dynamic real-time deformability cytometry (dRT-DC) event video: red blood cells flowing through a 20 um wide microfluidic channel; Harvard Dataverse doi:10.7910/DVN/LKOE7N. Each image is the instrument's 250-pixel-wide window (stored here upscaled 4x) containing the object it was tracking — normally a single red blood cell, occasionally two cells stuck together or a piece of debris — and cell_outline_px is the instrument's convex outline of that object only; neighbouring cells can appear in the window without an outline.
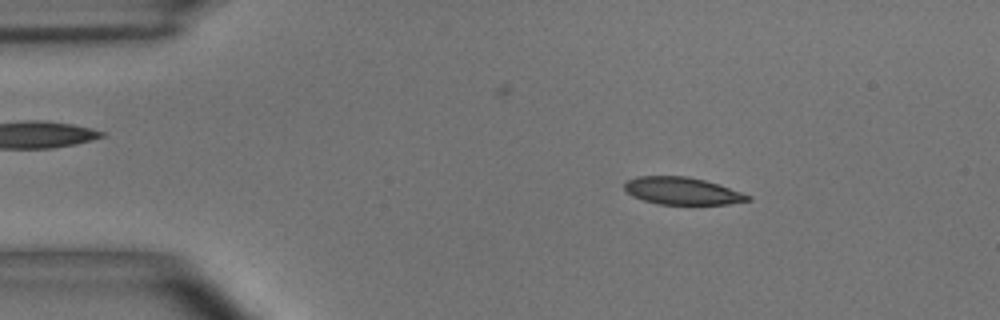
{"species": "common noctule bat (a hibernating species)", "species_latin": "Nyctalus noctula", "temperature_condition": "room temperature", "stored_images_in_passage": 53, "camera_frame_rate_fps": 3000, "um_per_image_px": 0.085, "animal": {"sex": "male", "body_mass_g": 15.6}, "frame": {"image": 1, "passage_image": 8, "time_ms": 2.333, "image_size_px": [1000, 320], "cell_outline_px": [[752, 200], [728, 204], [660, 204], [644, 200], [632, 196], [624, 188], [624, 180], [636, 176], [688, 176], [720, 184], [752, 196]], "centroid_in_image_um": [57.99, 16.22], "position_along_channel_um": 27.0, "area_um2": 19.77}}
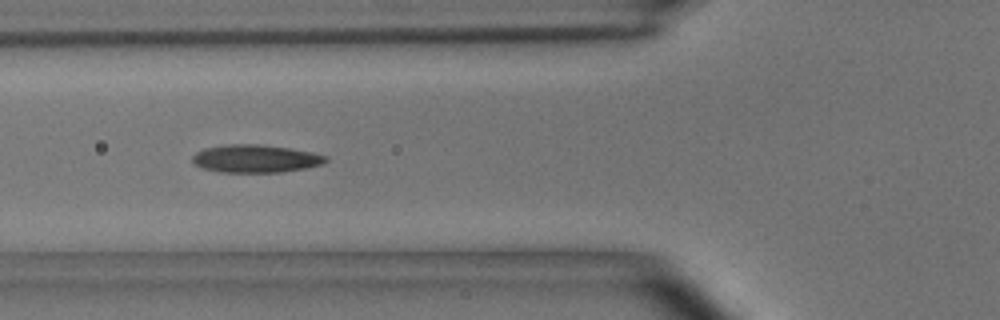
{"frame": {"image": 2, "passage_image": 19, "time_ms": 6.0, "image_size_px": [1000, 320], "cell_outline_px": [[328, 160], [324, 164], [308, 168], [280, 172], [220, 172], [204, 168], [196, 164], [192, 160], [192, 156], [196, 152], [204, 148], [228, 144], [260, 144], [288, 148], [312, 152], [328, 156]], "centroid_in_image_um": [21.76, 13.48], "position_along_channel_um": 104.0, "area_um2": 21.68}}
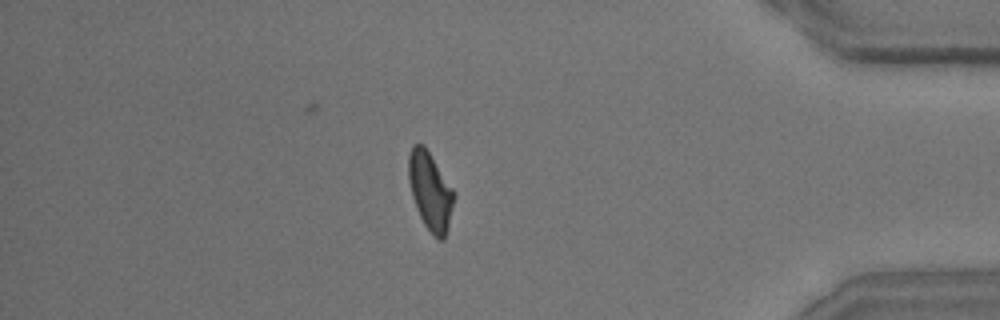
{"frame": {"image": 3, "passage_image": 46, "time_ms": 15.0, "image_size_px": [1000, 320], "cell_outline_px": [[456, 196], [448, 228], [444, 240], [440, 240], [424, 224], [416, 208], [412, 196], [408, 180], [408, 156], [412, 144], [424, 144], [452, 188]], "centroid_in_image_um": [36.57, 16.22], "position_along_channel_um": 398.6, "area_um2": 20.58}, "authors_computed_cell_mechanics": {"area_um2": 20.6346, "velocity_mm_per_s": 3.6715, "shape_relaxation_time_tau1_ms": 5.9576, "shape_relaxation_time_tau2_ms": 2.5551, "deformation_change_tau1": 0.1697, "deformation_change_tau2": 0.1049}}